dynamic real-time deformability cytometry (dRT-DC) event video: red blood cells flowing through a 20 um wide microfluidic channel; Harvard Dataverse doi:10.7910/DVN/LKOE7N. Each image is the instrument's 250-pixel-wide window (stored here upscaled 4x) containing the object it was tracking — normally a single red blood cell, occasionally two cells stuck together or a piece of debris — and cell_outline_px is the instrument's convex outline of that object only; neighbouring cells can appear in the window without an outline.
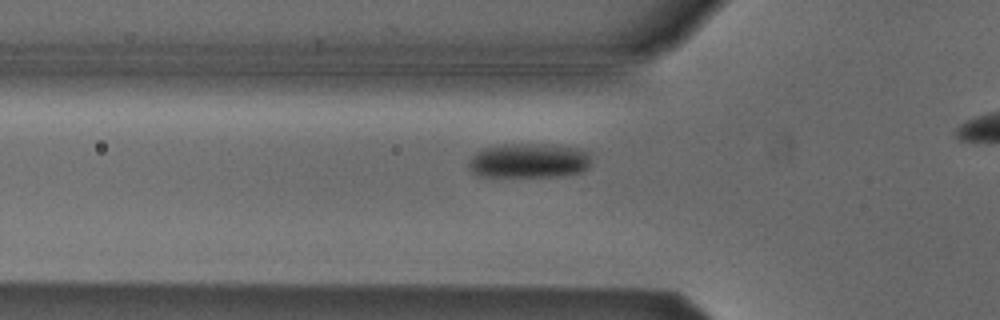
{"species": "Egyptian fruit bat (a non-hibernating species)", "species_latin": "Rousettus aegyptiacus", "temperature_condition": "cold", "stored_images_in_passage": 41, "camera_frame_rate_fps": 3000, "um_per_image_px": 0.085, "animal": {"sex": "male"}, "frame": {"image": 1, "passage_image": 15, "time_ms": 4.667, "image_size_px": [1000, 320], "cell_outline_px": [[588, 168], [584, 172], [564, 176], [476, 176], [468, 168], [468, 160], [476, 152], [484, 148], [504, 144], [552, 144], [580, 148], [588, 152]], "centroid_in_image_um": [44.94, 13.66], "position_along_channel_um": 80.9, "area_um2": 24.97}}
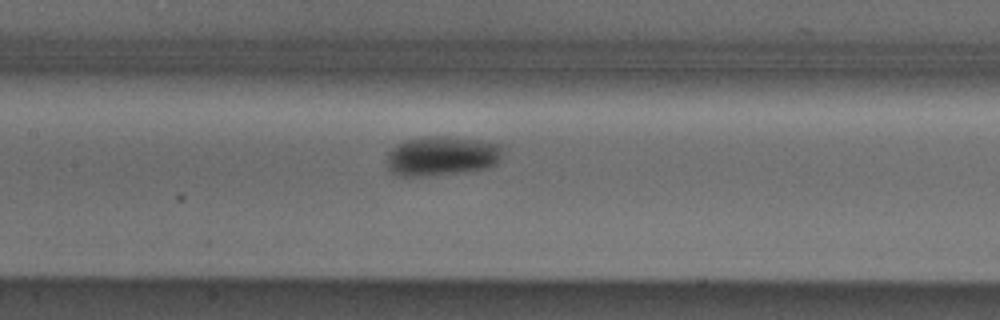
{"frame": {"image": 2, "passage_image": 22, "time_ms": 7.0, "image_size_px": [1000, 320], "cell_outline_px": [[500, 160], [496, 164], [488, 168], [460, 172], [428, 176], [396, 176], [388, 172], [384, 160], [388, 152], [396, 144], [404, 140], [424, 136], [444, 136], [476, 140], [500, 144]], "centroid_in_image_um": [37.44, 13.27], "position_along_channel_um": 170.0, "area_um2": 27.05}}
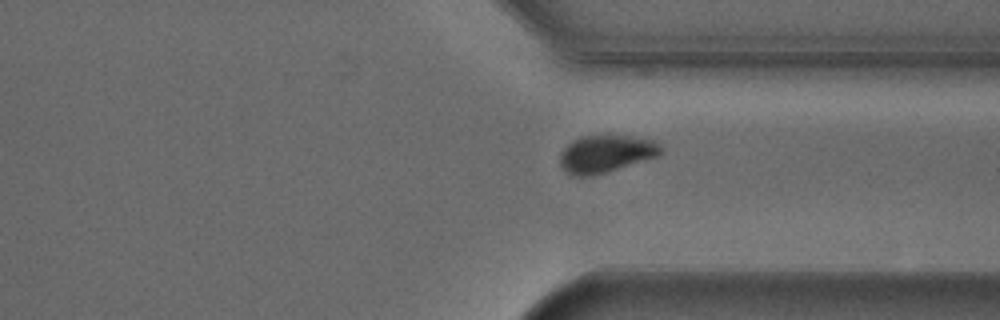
{"frame": {"image": 3, "passage_image": 37, "time_ms": 12.0, "image_size_px": [1000, 320], "cell_outline_px": [[660, 152], [656, 156], [608, 172], [588, 176], [572, 176], [564, 172], [560, 164], [560, 156], [564, 148], [572, 140], [580, 136], [608, 132], [656, 140], [660, 144]], "centroid_in_image_um": [51.46, 13.02], "position_along_channel_um": 359.9, "area_um2": 22.66}}